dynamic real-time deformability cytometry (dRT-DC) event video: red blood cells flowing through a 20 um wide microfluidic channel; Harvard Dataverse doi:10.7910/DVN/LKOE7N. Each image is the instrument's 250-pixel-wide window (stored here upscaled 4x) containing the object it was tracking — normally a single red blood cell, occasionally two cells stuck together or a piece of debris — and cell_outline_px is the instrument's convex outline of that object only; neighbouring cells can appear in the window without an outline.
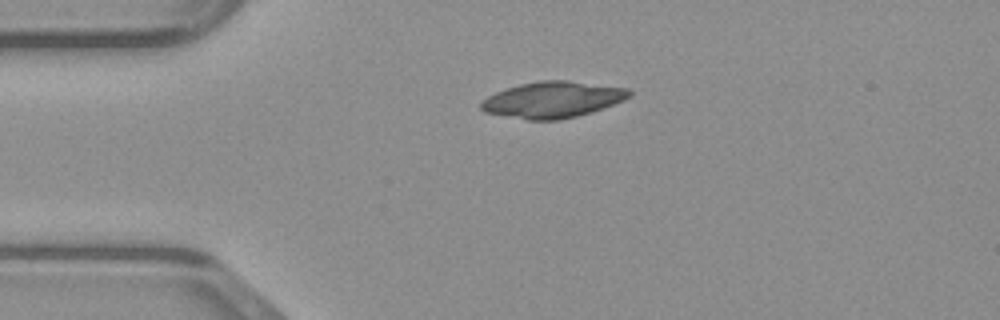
{"species": "common noctule bat (a hibernating species)", "species_latin": "Nyctalus noctula", "temperature_condition": "warm", "stored_images_in_passage": 38, "camera_frame_rate_fps": 3000, "um_per_image_px": 0.085, "animal": {"sex": "male", "body_mass_g": 23.1, "forearm_length_mm": 52.7}, "frame": {"image": 1, "passage_image": 1, "time_ms": 0.0, "image_size_px": [1000, 320], "cell_outline_px": [[632, 92], [624, 100], [592, 112], [560, 120], [528, 120], [484, 112], [480, 108], [480, 104], [488, 96], [504, 88], [520, 84], [540, 80], [568, 80], [628, 88]], "centroid_in_image_um": [46.96, 8.47], "position_along_channel_um": 38.0, "area_um2": 31.27}}
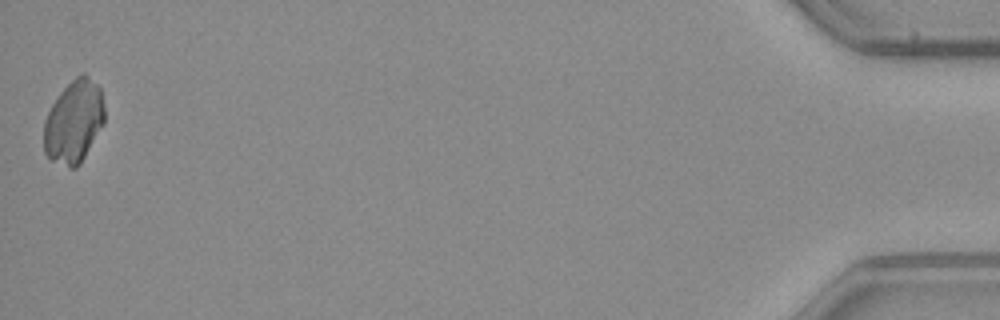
{"frame": {"image": 2, "passage_image": 38, "time_ms": 12.333, "image_size_px": [1000, 320], "cell_outline_px": [[104, 124], [80, 164], [76, 168], [68, 168], [52, 160], [44, 152], [44, 120], [52, 104], [60, 92], [76, 76], [84, 72], [100, 88], [104, 104]], "centroid_in_image_um": [6.28, 10.35], "position_along_channel_um": 428.9, "area_um2": 29.3}}